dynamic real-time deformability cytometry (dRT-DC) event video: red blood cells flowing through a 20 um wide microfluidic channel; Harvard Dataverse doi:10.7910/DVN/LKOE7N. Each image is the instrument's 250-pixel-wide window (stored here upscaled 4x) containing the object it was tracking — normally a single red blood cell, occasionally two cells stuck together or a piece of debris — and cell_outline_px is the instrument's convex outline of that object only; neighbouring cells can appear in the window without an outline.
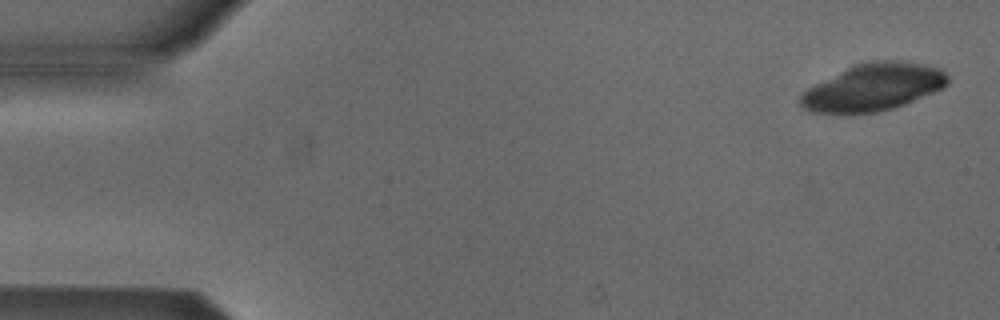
{"species": "Egyptian fruit bat (a non-hibernating species)", "species_latin": "Rousettus aegyptiacus", "temperature_condition": "cold", "stored_images_in_passage": 3, "segment_of_instrument_passage": [2, 2], "camera_frame_rate_fps": 3000, "um_per_image_px": 0.085, "animal": {"sex": "male"}, "frame": {"image": 1, "passage_image": 3, "time_ms": 2.667, "image_size_px": [1000, 320], "cell_outline_px": [[948, 84], [944, 88], [904, 104], [892, 108], [876, 112], [812, 112], [804, 108], [800, 104], [800, 96], [808, 88], [856, 64], [872, 60], [896, 60], [924, 64], [940, 68], [948, 76]], "centroid_in_image_um": [74.28, 7.4], "position_along_channel_um": 10.7, "area_um2": 39.77}}